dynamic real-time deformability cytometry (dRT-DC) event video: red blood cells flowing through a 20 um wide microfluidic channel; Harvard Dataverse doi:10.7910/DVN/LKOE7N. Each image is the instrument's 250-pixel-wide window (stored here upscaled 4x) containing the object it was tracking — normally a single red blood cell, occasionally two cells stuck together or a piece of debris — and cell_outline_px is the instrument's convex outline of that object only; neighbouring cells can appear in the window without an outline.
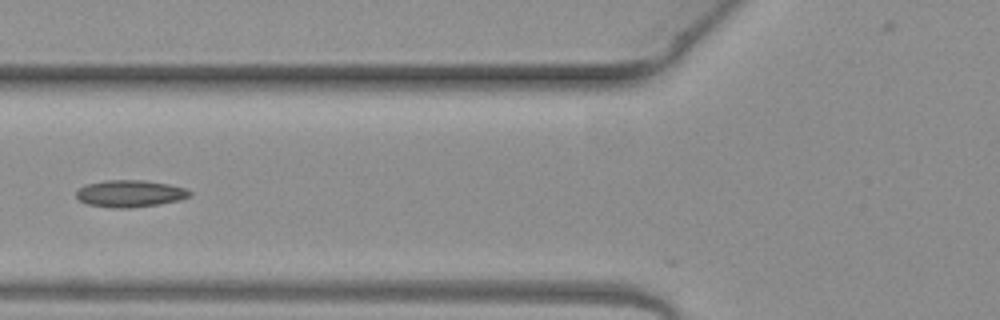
{"species": "common noctule bat (a hibernating species)", "species_latin": "Nyctalus noctula", "temperature_condition": "warm", "stored_images_in_passage": 4, "camera_frame_rate_fps": 3000, "um_per_image_px": 0.085, "animal": {"sex": "female", "body_mass_g": 19.3, "forearm_length_mm": 54.1}, "frame": {"image": 1, "passage_image": 4, "time_ms": 1.0, "image_size_px": [1000, 320], "cell_outline_px": [[192, 196], [180, 200], [160, 204], [132, 208], [112, 208], [88, 204], [80, 200], [76, 196], [76, 192], [80, 188], [88, 184], [104, 180], [144, 180], [168, 184], [184, 188], [192, 192]], "centroid_in_image_um": [11.08, 16.46], "position_along_channel_um": 114.7, "area_um2": 17.86}}